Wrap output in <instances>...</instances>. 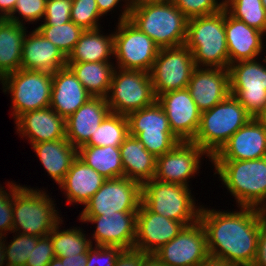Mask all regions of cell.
Here are the masks:
<instances>
[{
  "mask_svg": "<svg viewBox=\"0 0 266 266\" xmlns=\"http://www.w3.org/2000/svg\"><path fill=\"white\" fill-rule=\"evenodd\" d=\"M199 221L204 226L209 256L230 265L252 266L259 236L260 218L255 207L220 211L201 205Z\"/></svg>",
  "mask_w": 266,
  "mask_h": 266,
  "instance_id": "6da1fadb",
  "label": "cell"
},
{
  "mask_svg": "<svg viewBox=\"0 0 266 266\" xmlns=\"http://www.w3.org/2000/svg\"><path fill=\"white\" fill-rule=\"evenodd\" d=\"M184 45L192 52L196 67L228 69L224 8L214 14L188 19Z\"/></svg>",
  "mask_w": 266,
  "mask_h": 266,
  "instance_id": "7a4b0ae2",
  "label": "cell"
},
{
  "mask_svg": "<svg viewBox=\"0 0 266 266\" xmlns=\"http://www.w3.org/2000/svg\"><path fill=\"white\" fill-rule=\"evenodd\" d=\"M224 187L242 207H257L266 198V157L253 160H211Z\"/></svg>",
  "mask_w": 266,
  "mask_h": 266,
  "instance_id": "3957f363",
  "label": "cell"
},
{
  "mask_svg": "<svg viewBox=\"0 0 266 266\" xmlns=\"http://www.w3.org/2000/svg\"><path fill=\"white\" fill-rule=\"evenodd\" d=\"M56 203L42 189L19 185L13 190V232L37 237L48 236L62 220Z\"/></svg>",
  "mask_w": 266,
  "mask_h": 266,
  "instance_id": "277c9868",
  "label": "cell"
},
{
  "mask_svg": "<svg viewBox=\"0 0 266 266\" xmlns=\"http://www.w3.org/2000/svg\"><path fill=\"white\" fill-rule=\"evenodd\" d=\"M128 20L160 49L185 44L188 18L171 1L131 9Z\"/></svg>",
  "mask_w": 266,
  "mask_h": 266,
  "instance_id": "5b68a950",
  "label": "cell"
},
{
  "mask_svg": "<svg viewBox=\"0 0 266 266\" xmlns=\"http://www.w3.org/2000/svg\"><path fill=\"white\" fill-rule=\"evenodd\" d=\"M251 118L240 102L230 94L210 110L201 112L200 126L192 142L212 158Z\"/></svg>",
  "mask_w": 266,
  "mask_h": 266,
  "instance_id": "8992f818",
  "label": "cell"
},
{
  "mask_svg": "<svg viewBox=\"0 0 266 266\" xmlns=\"http://www.w3.org/2000/svg\"><path fill=\"white\" fill-rule=\"evenodd\" d=\"M190 187L151 179L142 184V203L151 211L182 222L185 226L199 220L201 205L197 206Z\"/></svg>",
  "mask_w": 266,
  "mask_h": 266,
  "instance_id": "52a82bcc",
  "label": "cell"
},
{
  "mask_svg": "<svg viewBox=\"0 0 266 266\" xmlns=\"http://www.w3.org/2000/svg\"><path fill=\"white\" fill-rule=\"evenodd\" d=\"M0 84L11 95L14 121L26 112L50 107L52 73L21 68L3 77Z\"/></svg>",
  "mask_w": 266,
  "mask_h": 266,
  "instance_id": "ba28073f",
  "label": "cell"
},
{
  "mask_svg": "<svg viewBox=\"0 0 266 266\" xmlns=\"http://www.w3.org/2000/svg\"><path fill=\"white\" fill-rule=\"evenodd\" d=\"M156 99L149 72L115 68L106 97L111 113L128 116Z\"/></svg>",
  "mask_w": 266,
  "mask_h": 266,
  "instance_id": "9c48e42d",
  "label": "cell"
},
{
  "mask_svg": "<svg viewBox=\"0 0 266 266\" xmlns=\"http://www.w3.org/2000/svg\"><path fill=\"white\" fill-rule=\"evenodd\" d=\"M129 135L142 141L145 149L156 158L181 142L170 128L167 115L157 100L127 116Z\"/></svg>",
  "mask_w": 266,
  "mask_h": 266,
  "instance_id": "30bf717a",
  "label": "cell"
},
{
  "mask_svg": "<svg viewBox=\"0 0 266 266\" xmlns=\"http://www.w3.org/2000/svg\"><path fill=\"white\" fill-rule=\"evenodd\" d=\"M117 24L113 32L115 67L150 72L160 48L129 20Z\"/></svg>",
  "mask_w": 266,
  "mask_h": 266,
  "instance_id": "8fae6325",
  "label": "cell"
},
{
  "mask_svg": "<svg viewBox=\"0 0 266 266\" xmlns=\"http://www.w3.org/2000/svg\"><path fill=\"white\" fill-rule=\"evenodd\" d=\"M263 63V64H262ZM266 60L239 61L229 65L230 92L247 113L256 118L266 106Z\"/></svg>",
  "mask_w": 266,
  "mask_h": 266,
  "instance_id": "7c38bea8",
  "label": "cell"
},
{
  "mask_svg": "<svg viewBox=\"0 0 266 266\" xmlns=\"http://www.w3.org/2000/svg\"><path fill=\"white\" fill-rule=\"evenodd\" d=\"M195 68L192 52L185 45L160 49L149 72L156 98L187 88Z\"/></svg>",
  "mask_w": 266,
  "mask_h": 266,
  "instance_id": "4fadbf2b",
  "label": "cell"
},
{
  "mask_svg": "<svg viewBox=\"0 0 266 266\" xmlns=\"http://www.w3.org/2000/svg\"><path fill=\"white\" fill-rule=\"evenodd\" d=\"M142 184L127 177L107 179L85 204L79 216H101L114 212H137Z\"/></svg>",
  "mask_w": 266,
  "mask_h": 266,
  "instance_id": "5bb4252c",
  "label": "cell"
},
{
  "mask_svg": "<svg viewBox=\"0 0 266 266\" xmlns=\"http://www.w3.org/2000/svg\"><path fill=\"white\" fill-rule=\"evenodd\" d=\"M203 155L211 162V157L197 144L181 141L169 152L157 157L154 179L190 187L189 179L199 173Z\"/></svg>",
  "mask_w": 266,
  "mask_h": 266,
  "instance_id": "9a60e30c",
  "label": "cell"
},
{
  "mask_svg": "<svg viewBox=\"0 0 266 266\" xmlns=\"http://www.w3.org/2000/svg\"><path fill=\"white\" fill-rule=\"evenodd\" d=\"M154 255L165 266H198L209 256L204 226L199 220L185 226Z\"/></svg>",
  "mask_w": 266,
  "mask_h": 266,
  "instance_id": "2e32d148",
  "label": "cell"
},
{
  "mask_svg": "<svg viewBox=\"0 0 266 266\" xmlns=\"http://www.w3.org/2000/svg\"><path fill=\"white\" fill-rule=\"evenodd\" d=\"M83 223L95 224L92 240L95 246L132 250L136 240L137 212H114L101 216H79Z\"/></svg>",
  "mask_w": 266,
  "mask_h": 266,
  "instance_id": "e0dca14e",
  "label": "cell"
},
{
  "mask_svg": "<svg viewBox=\"0 0 266 266\" xmlns=\"http://www.w3.org/2000/svg\"><path fill=\"white\" fill-rule=\"evenodd\" d=\"M170 124L172 133L180 141H193L199 126L201 111L187 88L163 93L157 97Z\"/></svg>",
  "mask_w": 266,
  "mask_h": 266,
  "instance_id": "ac0fdd59",
  "label": "cell"
},
{
  "mask_svg": "<svg viewBox=\"0 0 266 266\" xmlns=\"http://www.w3.org/2000/svg\"><path fill=\"white\" fill-rule=\"evenodd\" d=\"M185 227L182 222L151 212L142 202L137 211L135 250L154 254Z\"/></svg>",
  "mask_w": 266,
  "mask_h": 266,
  "instance_id": "d6986e66",
  "label": "cell"
},
{
  "mask_svg": "<svg viewBox=\"0 0 266 266\" xmlns=\"http://www.w3.org/2000/svg\"><path fill=\"white\" fill-rule=\"evenodd\" d=\"M187 89L201 112L210 110L231 94L229 70L196 67Z\"/></svg>",
  "mask_w": 266,
  "mask_h": 266,
  "instance_id": "ffe728a7",
  "label": "cell"
},
{
  "mask_svg": "<svg viewBox=\"0 0 266 266\" xmlns=\"http://www.w3.org/2000/svg\"><path fill=\"white\" fill-rule=\"evenodd\" d=\"M266 157V129L251 118L238 129L211 160H253Z\"/></svg>",
  "mask_w": 266,
  "mask_h": 266,
  "instance_id": "44dd1931",
  "label": "cell"
},
{
  "mask_svg": "<svg viewBox=\"0 0 266 266\" xmlns=\"http://www.w3.org/2000/svg\"><path fill=\"white\" fill-rule=\"evenodd\" d=\"M224 27L229 55V65L247 60H255L263 55L265 33L248 26L231 16L224 8ZM261 54V55H260Z\"/></svg>",
  "mask_w": 266,
  "mask_h": 266,
  "instance_id": "7402d4cb",
  "label": "cell"
},
{
  "mask_svg": "<svg viewBox=\"0 0 266 266\" xmlns=\"http://www.w3.org/2000/svg\"><path fill=\"white\" fill-rule=\"evenodd\" d=\"M14 123L19 136L31 145L66 138L65 119L51 107L26 112Z\"/></svg>",
  "mask_w": 266,
  "mask_h": 266,
  "instance_id": "603a6c76",
  "label": "cell"
},
{
  "mask_svg": "<svg viewBox=\"0 0 266 266\" xmlns=\"http://www.w3.org/2000/svg\"><path fill=\"white\" fill-rule=\"evenodd\" d=\"M91 97L68 66L52 73L50 107L65 120Z\"/></svg>",
  "mask_w": 266,
  "mask_h": 266,
  "instance_id": "cb8c5ba5",
  "label": "cell"
},
{
  "mask_svg": "<svg viewBox=\"0 0 266 266\" xmlns=\"http://www.w3.org/2000/svg\"><path fill=\"white\" fill-rule=\"evenodd\" d=\"M25 34L21 68L54 73L67 66V57L36 28Z\"/></svg>",
  "mask_w": 266,
  "mask_h": 266,
  "instance_id": "d4e9b609",
  "label": "cell"
},
{
  "mask_svg": "<svg viewBox=\"0 0 266 266\" xmlns=\"http://www.w3.org/2000/svg\"><path fill=\"white\" fill-rule=\"evenodd\" d=\"M109 113L106 98L91 97L65 120L66 139L77 149L85 145Z\"/></svg>",
  "mask_w": 266,
  "mask_h": 266,
  "instance_id": "484cf974",
  "label": "cell"
},
{
  "mask_svg": "<svg viewBox=\"0 0 266 266\" xmlns=\"http://www.w3.org/2000/svg\"><path fill=\"white\" fill-rule=\"evenodd\" d=\"M107 179L77 157L59 184L67 202L85 205Z\"/></svg>",
  "mask_w": 266,
  "mask_h": 266,
  "instance_id": "4316f807",
  "label": "cell"
},
{
  "mask_svg": "<svg viewBox=\"0 0 266 266\" xmlns=\"http://www.w3.org/2000/svg\"><path fill=\"white\" fill-rule=\"evenodd\" d=\"M31 147L50 178L58 185L77 158V148L66 138L32 144Z\"/></svg>",
  "mask_w": 266,
  "mask_h": 266,
  "instance_id": "83f0119b",
  "label": "cell"
},
{
  "mask_svg": "<svg viewBox=\"0 0 266 266\" xmlns=\"http://www.w3.org/2000/svg\"><path fill=\"white\" fill-rule=\"evenodd\" d=\"M119 149L124 177L141 184L154 178L157 158L145 149L142 141L129 135Z\"/></svg>",
  "mask_w": 266,
  "mask_h": 266,
  "instance_id": "f1b7e54d",
  "label": "cell"
},
{
  "mask_svg": "<svg viewBox=\"0 0 266 266\" xmlns=\"http://www.w3.org/2000/svg\"><path fill=\"white\" fill-rule=\"evenodd\" d=\"M25 25L0 19V77L21 69L22 49L25 34Z\"/></svg>",
  "mask_w": 266,
  "mask_h": 266,
  "instance_id": "f546056e",
  "label": "cell"
},
{
  "mask_svg": "<svg viewBox=\"0 0 266 266\" xmlns=\"http://www.w3.org/2000/svg\"><path fill=\"white\" fill-rule=\"evenodd\" d=\"M101 34V28L84 30L67 62H110L113 51V32Z\"/></svg>",
  "mask_w": 266,
  "mask_h": 266,
  "instance_id": "4dcf8cb0",
  "label": "cell"
},
{
  "mask_svg": "<svg viewBox=\"0 0 266 266\" xmlns=\"http://www.w3.org/2000/svg\"><path fill=\"white\" fill-rule=\"evenodd\" d=\"M92 97L106 98L116 67L112 62H67Z\"/></svg>",
  "mask_w": 266,
  "mask_h": 266,
  "instance_id": "1f68e13d",
  "label": "cell"
},
{
  "mask_svg": "<svg viewBox=\"0 0 266 266\" xmlns=\"http://www.w3.org/2000/svg\"><path fill=\"white\" fill-rule=\"evenodd\" d=\"M77 157L106 179L124 177L119 147L81 146Z\"/></svg>",
  "mask_w": 266,
  "mask_h": 266,
  "instance_id": "d6a6232c",
  "label": "cell"
},
{
  "mask_svg": "<svg viewBox=\"0 0 266 266\" xmlns=\"http://www.w3.org/2000/svg\"><path fill=\"white\" fill-rule=\"evenodd\" d=\"M62 222L63 220L49 234L53 243L55 257H67L87 253L94 243L90 238L86 237L88 236V234L86 235L84 233L86 231L74 226L73 228L70 227L69 229L61 230L59 227Z\"/></svg>",
  "mask_w": 266,
  "mask_h": 266,
  "instance_id": "836d02e7",
  "label": "cell"
},
{
  "mask_svg": "<svg viewBox=\"0 0 266 266\" xmlns=\"http://www.w3.org/2000/svg\"><path fill=\"white\" fill-rule=\"evenodd\" d=\"M128 136L129 123L127 116L110 112L83 146L120 147Z\"/></svg>",
  "mask_w": 266,
  "mask_h": 266,
  "instance_id": "e575fe53",
  "label": "cell"
},
{
  "mask_svg": "<svg viewBox=\"0 0 266 266\" xmlns=\"http://www.w3.org/2000/svg\"><path fill=\"white\" fill-rule=\"evenodd\" d=\"M224 8L234 18L266 34V10L261 0H224Z\"/></svg>",
  "mask_w": 266,
  "mask_h": 266,
  "instance_id": "d590c367",
  "label": "cell"
},
{
  "mask_svg": "<svg viewBox=\"0 0 266 266\" xmlns=\"http://www.w3.org/2000/svg\"><path fill=\"white\" fill-rule=\"evenodd\" d=\"M47 40L52 42L68 57L84 30L73 21L62 25H39L36 28Z\"/></svg>",
  "mask_w": 266,
  "mask_h": 266,
  "instance_id": "8d00e7d4",
  "label": "cell"
},
{
  "mask_svg": "<svg viewBox=\"0 0 266 266\" xmlns=\"http://www.w3.org/2000/svg\"><path fill=\"white\" fill-rule=\"evenodd\" d=\"M13 239L11 242H6L4 237V253L6 266H25L27 258L30 256L32 250H34L37 241L40 237L34 235H26L22 233L12 232ZM8 245V246H7Z\"/></svg>",
  "mask_w": 266,
  "mask_h": 266,
  "instance_id": "74e56055",
  "label": "cell"
},
{
  "mask_svg": "<svg viewBox=\"0 0 266 266\" xmlns=\"http://www.w3.org/2000/svg\"><path fill=\"white\" fill-rule=\"evenodd\" d=\"M71 21L83 30L103 28L98 22L103 16L96 0H72Z\"/></svg>",
  "mask_w": 266,
  "mask_h": 266,
  "instance_id": "f35d334b",
  "label": "cell"
},
{
  "mask_svg": "<svg viewBox=\"0 0 266 266\" xmlns=\"http://www.w3.org/2000/svg\"><path fill=\"white\" fill-rule=\"evenodd\" d=\"M46 4L47 0H17L12 14L7 19L21 25L26 24L23 22H29V24L32 22L33 24L40 19L43 20ZM17 13L21 18L17 16Z\"/></svg>",
  "mask_w": 266,
  "mask_h": 266,
  "instance_id": "ab89813d",
  "label": "cell"
},
{
  "mask_svg": "<svg viewBox=\"0 0 266 266\" xmlns=\"http://www.w3.org/2000/svg\"><path fill=\"white\" fill-rule=\"evenodd\" d=\"M188 18L201 17L218 12L224 8V0H171Z\"/></svg>",
  "mask_w": 266,
  "mask_h": 266,
  "instance_id": "60d3db41",
  "label": "cell"
},
{
  "mask_svg": "<svg viewBox=\"0 0 266 266\" xmlns=\"http://www.w3.org/2000/svg\"><path fill=\"white\" fill-rule=\"evenodd\" d=\"M8 190H4V186H0V236H8L6 233L12 234L13 232V210H12V197L13 190L18 186L13 181H8Z\"/></svg>",
  "mask_w": 266,
  "mask_h": 266,
  "instance_id": "b9f144b4",
  "label": "cell"
},
{
  "mask_svg": "<svg viewBox=\"0 0 266 266\" xmlns=\"http://www.w3.org/2000/svg\"><path fill=\"white\" fill-rule=\"evenodd\" d=\"M71 8L72 0H47L41 25H62L71 21Z\"/></svg>",
  "mask_w": 266,
  "mask_h": 266,
  "instance_id": "7bdbcfd3",
  "label": "cell"
},
{
  "mask_svg": "<svg viewBox=\"0 0 266 266\" xmlns=\"http://www.w3.org/2000/svg\"><path fill=\"white\" fill-rule=\"evenodd\" d=\"M120 247L93 246L87 252V266H115Z\"/></svg>",
  "mask_w": 266,
  "mask_h": 266,
  "instance_id": "ee69618b",
  "label": "cell"
},
{
  "mask_svg": "<svg viewBox=\"0 0 266 266\" xmlns=\"http://www.w3.org/2000/svg\"><path fill=\"white\" fill-rule=\"evenodd\" d=\"M55 257L51 237H40L37 244L27 258L25 266H47Z\"/></svg>",
  "mask_w": 266,
  "mask_h": 266,
  "instance_id": "f6af8a7d",
  "label": "cell"
},
{
  "mask_svg": "<svg viewBox=\"0 0 266 266\" xmlns=\"http://www.w3.org/2000/svg\"><path fill=\"white\" fill-rule=\"evenodd\" d=\"M122 1L125 2L126 5H122L124 8H122L123 11L121 10V14L118 18V22H120L129 19L130 8L128 5V0H96V3L98 5L100 14L102 16H107V13L110 11L112 12V10L119 5V2L121 4Z\"/></svg>",
  "mask_w": 266,
  "mask_h": 266,
  "instance_id": "bcb514c9",
  "label": "cell"
},
{
  "mask_svg": "<svg viewBox=\"0 0 266 266\" xmlns=\"http://www.w3.org/2000/svg\"><path fill=\"white\" fill-rule=\"evenodd\" d=\"M146 255L135 249L123 250L117 257L115 266H141V262Z\"/></svg>",
  "mask_w": 266,
  "mask_h": 266,
  "instance_id": "7dc6e473",
  "label": "cell"
},
{
  "mask_svg": "<svg viewBox=\"0 0 266 266\" xmlns=\"http://www.w3.org/2000/svg\"><path fill=\"white\" fill-rule=\"evenodd\" d=\"M252 266H266V224L260 221L257 253Z\"/></svg>",
  "mask_w": 266,
  "mask_h": 266,
  "instance_id": "c3c4849f",
  "label": "cell"
},
{
  "mask_svg": "<svg viewBox=\"0 0 266 266\" xmlns=\"http://www.w3.org/2000/svg\"><path fill=\"white\" fill-rule=\"evenodd\" d=\"M58 258L64 266H87V253Z\"/></svg>",
  "mask_w": 266,
  "mask_h": 266,
  "instance_id": "681fc988",
  "label": "cell"
},
{
  "mask_svg": "<svg viewBox=\"0 0 266 266\" xmlns=\"http://www.w3.org/2000/svg\"><path fill=\"white\" fill-rule=\"evenodd\" d=\"M17 0H0V19L8 18L16 5Z\"/></svg>",
  "mask_w": 266,
  "mask_h": 266,
  "instance_id": "f907efd6",
  "label": "cell"
},
{
  "mask_svg": "<svg viewBox=\"0 0 266 266\" xmlns=\"http://www.w3.org/2000/svg\"><path fill=\"white\" fill-rule=\"evenodd\" d=\"M171 0H128L130 10L148 4L170 2Z\"/></svg>",
  "mask_w": 266,
  "mask_h": 266,
  "instance_id": "816d5d0a",
  "label": "cell"
},
{
  "mask_svg": "<svg viewBox=\"0 0 266 266\" xmlns=\"http://www.w3.org/2000/svg\"><path fill=\"white\" fill-rule=\"evenodd\" d=\"M198 266H230L229 263L222 259H218L212 256H208L204 261H202Z\"/></svg>",
  "mask_w": 266,
  "mask_h": 266,
  "instance_id": "f5cc1de1",
  "label": "cell"
},
{
  "mask_svg": "<svg viewBox=\"0 0 266 266\" xmlns=\"http://www.w3.org/2000/svg\"><path fill=\"white\" fill-rule=\"evenodd\" d=\"M141 266H165L154 254H147L141 262Z\"/></svg>",
  "mask_w": 266,
  "mask_h": 266,
  "instance_id": "db71d44e",
  "label": "cell"
},
{
  "mask_svg": "<svg viewBox=\"0 0 266 266\" xmlns=\"http://www.w3.org/2000/svg\"><path fill=\"white\" fill-rule=\"evenodd\" d=\"M260 221L266 224V198L256 207Z\"/></svg>",
  "mask_w": 266,
  "mask_h": 266,
  "instance_id": "11a10c76",
  "label": "cell"
},
{
  "mask_svg": "<svg viewBox=\"0 0 266 266\" xmlns=\"http://www.w3.org/2000/svg\"><path fill=\"white\" fill-rule=\"evenodd\" d=\"M6 266L5 253H4V237L0 236V266Z\"/></svg>",
  "mask_w": 266,
  "mask_h": 266,
  "instance_id": "9f6ffc18",
  "label": "cell"
},
{
  "mask_svg": "<svg viewBox=\"0 0 266 266\" xmlns=\"http://www.w3.org/2000/svg\"><path fill=\"white\" fill-rule=\"evenodd\" d=\"M261 125L266 129V106L263 111L256 117Z\"/></svg>",
  "mask_w": 266,
  "mask_h": 266,
  "instance_id": "6f0895ef",
  "label": "cell"
},
{
  "mask_svg": "<svg viewBox=\"0 0 266 266\" xmlns=\"http://www.w3.org/2000/svg\"><path fill=\"white\" fill-rule=\"evenodd\" d=\"M47 266H64L58 257H54Z\"/></svg>",
  "mask_w": 266,
  "mask_h": 266,
  "instance_id": "680465c9",
  "label": "cell"
},
{
  "mask_svg": "<svg viewBox=\"0 0 266 266\" xmlns=\"http://www.w3.org/2000/svg\"><path fill=\"white\" fill-rule=\"evenodd\" d=\"M262 4H263V7L265 8L266 10V0H261Z\"/></svg>",
  "mask_w": 266,
  "mask_h": 266,
  "instance_id": "91938a15",
  "label": "cell"
},
{
  "mask_svg": "<svg viewBox=\"0 0 266 266\" xmlns=\"http://www.w3.org/2000/svg\"><path fill=\"white\" fill-rule=\"evenodd\" d=\"M230 266H247V265H230Z\"/></svg>",
  "mask_w": 266,
  "mask_h": 266,
  "instance_id": "94428289",
  "label": "cell"
}]
</instances>
